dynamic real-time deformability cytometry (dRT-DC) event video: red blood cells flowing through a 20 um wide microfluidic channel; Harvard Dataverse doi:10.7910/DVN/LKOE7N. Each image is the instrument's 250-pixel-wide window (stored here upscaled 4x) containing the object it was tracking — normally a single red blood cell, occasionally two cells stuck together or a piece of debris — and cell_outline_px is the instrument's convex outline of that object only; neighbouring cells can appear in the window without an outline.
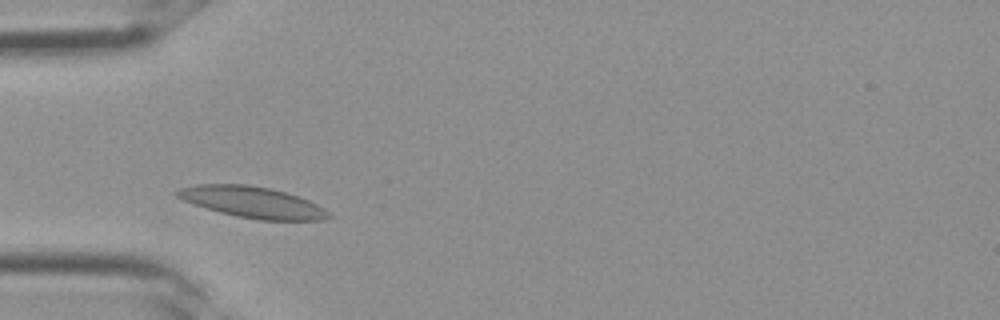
{"species": "Egyptian fruit bat (a non-hibernating species)", "species_latin": "Rousettus aegyptiacus", "temperature_condition": "room temperature", "stored_images_in_passage": 27, "camera_frame_rate_fps": 3000, "um_per_image_px": 0.085, "frame": {"image": 1, "passage_image": 5, "time_ms": 1.333, "image_size_px": [1000, 320], "cell_outline_px": [[332, 216], [324, 220], [260, 220], [236, 216], [220, 212], [184, 200], [176, 196], [172, 192], [180, 188], [196, 184], [248, 184], [268, 188], [284, 192], [308, 200], [324, 208]], "centroid_in_image_um": [21.45, 17.18], "position_along_channel_um": 63.6, "area_um2": 27.22}}
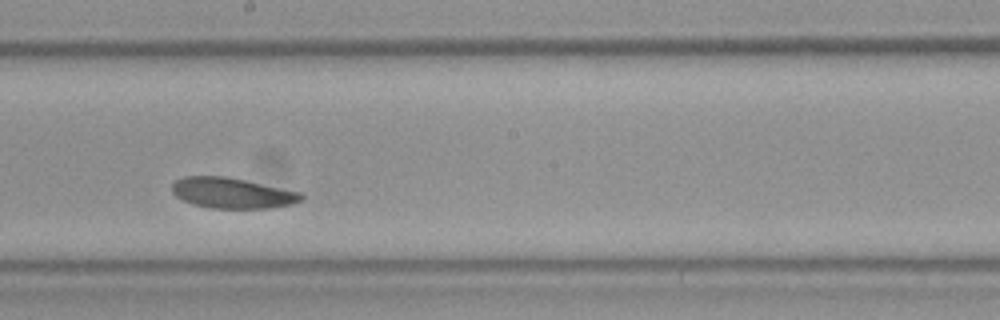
{"frame": {"image": 2, "passage_image": 14, "time_ms": 4.333, "image_size_px": [1000, 320], "cell_outline_px": [[304, 200], [292, 204], [272, 208], [212, 208], [192, 204], [176, 196], [172, 192], [172, 184], [176, 180], [184, 176], [224, 176], [304, 192]], "centroid_in_image_um": [19.79, 16.41], "position_along_channel_um": 228.4, "area_um2": 23.18}}
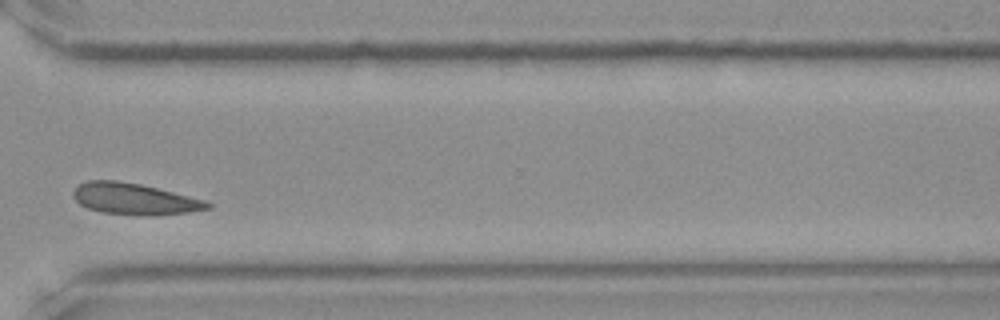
{"frame": {"image": 3, "passage_image": 21, "time_ms": 6.667, "image_size_px": [1000, 320], "cell_outline_px": [[212, 208], [188, 212], [156, 216], [148, 216], [100, 212], [88, 208], [80, 204], [72, 196], [72, 192], [80, 184], [88, 180], [116, 180], [140, 184], [208, 200], [212, 204]], "centroid_in_image_um": [11.47, 16.92], "position_along_channel_um": 359.1, "area_um2": 24.74}}